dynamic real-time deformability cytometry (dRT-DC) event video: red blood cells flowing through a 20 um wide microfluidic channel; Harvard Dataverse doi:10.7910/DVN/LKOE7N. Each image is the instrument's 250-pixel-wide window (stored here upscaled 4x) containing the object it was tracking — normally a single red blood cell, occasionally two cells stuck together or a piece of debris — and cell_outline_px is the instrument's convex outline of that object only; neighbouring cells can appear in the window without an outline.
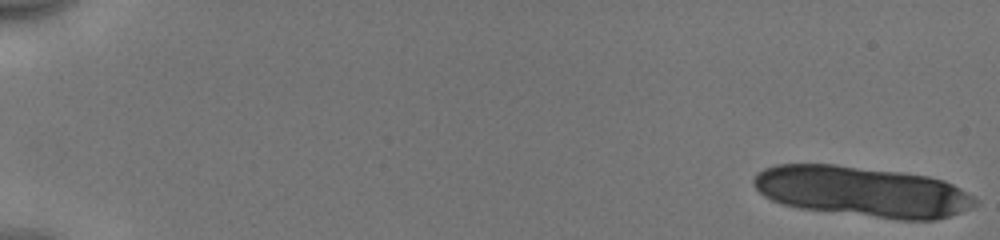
{"species": "human", "species_latin": "Homo sapiens", "temperature_condition": "cold", "stored_images_in_passage": 16, "camera_frame_rate_fps": 3000, "um_per_image_px": 0.085, "donor": {"sex": "male"}, "frame": {"image": 1, "passage_image": 1, "time_ms": 0.0, "image_size_px": [1000, 240], "cell_outline_px": [[980, 204], [972, 208], [936, 220], [896, 220], [800, 208], [780, 204], [764, 196], [752, 184], [752, 176], [756, 172], [764, 168], [776, 164], [836, 164], [900, 172], [928, 176], [944, 180], [960, 188], [980, 200]], "centroid_in_image_um": [73.3, 16.28], "position_along_channel_um": 11.7, "area_um2": 65.83}}